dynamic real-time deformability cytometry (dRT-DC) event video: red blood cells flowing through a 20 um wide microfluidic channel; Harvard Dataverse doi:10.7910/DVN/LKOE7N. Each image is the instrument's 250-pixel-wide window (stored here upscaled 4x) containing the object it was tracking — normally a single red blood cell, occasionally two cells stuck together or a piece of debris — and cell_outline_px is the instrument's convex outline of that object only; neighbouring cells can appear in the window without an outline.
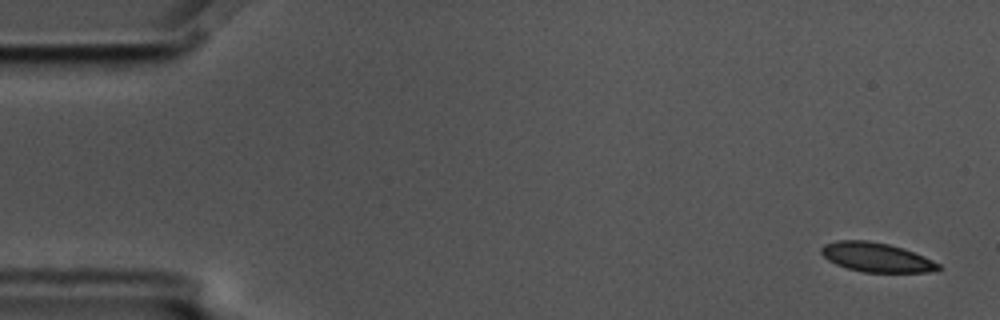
{"species": "common noctule bat (a hibernating species)", "species_latin": "Nyctalus noctula", "temperature_condition": "cold", "stored_images_in_passage": 5, "camera_frame_rate_fps": 3000, "um_per_image_px": 0.085, "animal": {"sex": "male", "body_mass_g": 17.5, "forearm_length_mm": 52.3}, "frame": {"image": 1, "passage_image": 1, "time_ms": 0.0, "image_size_px": [1000, 320], "cell_outline_px": [[940, 272], [864, 272], [848, 268], [836, 264], [828, 260], [820, 252], [820, 248], [824, 244], [836, 240], [868, 240], [888, 244], [904, 248], [924, 256], [940, 264]], "centroid_in_image_um": [74.51, 21.86], "position_along_channel_um": 10.5, "area_um2": 20.11}}
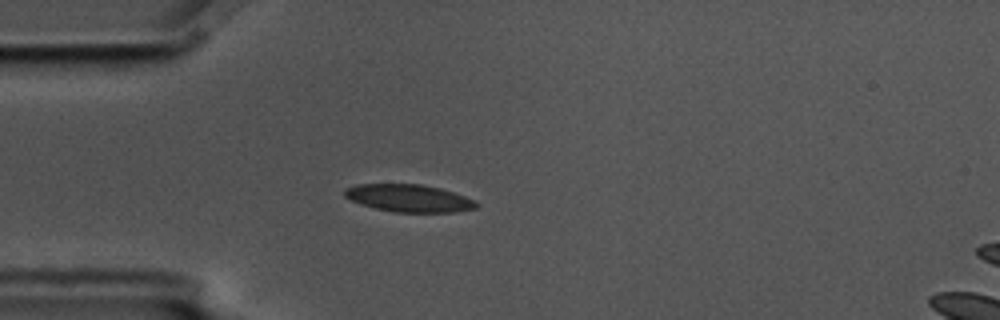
{"frame": {"image": 2, "passage_image": 4, "time_ms": 1.0, "image_size_px": [1000, 320], "cell_outline_px": [[480, 204], [476, 208], [456, 212], [396, 212], [376, 208], [352, 200], [344, 196], [344, 188], [356, 184], [420, 184], [440, 188], [476, 200]], "centroid_in_image_um": [34.79, 16.84], "position_along_channel_um": 50.2, "area_um2": 20.98}}